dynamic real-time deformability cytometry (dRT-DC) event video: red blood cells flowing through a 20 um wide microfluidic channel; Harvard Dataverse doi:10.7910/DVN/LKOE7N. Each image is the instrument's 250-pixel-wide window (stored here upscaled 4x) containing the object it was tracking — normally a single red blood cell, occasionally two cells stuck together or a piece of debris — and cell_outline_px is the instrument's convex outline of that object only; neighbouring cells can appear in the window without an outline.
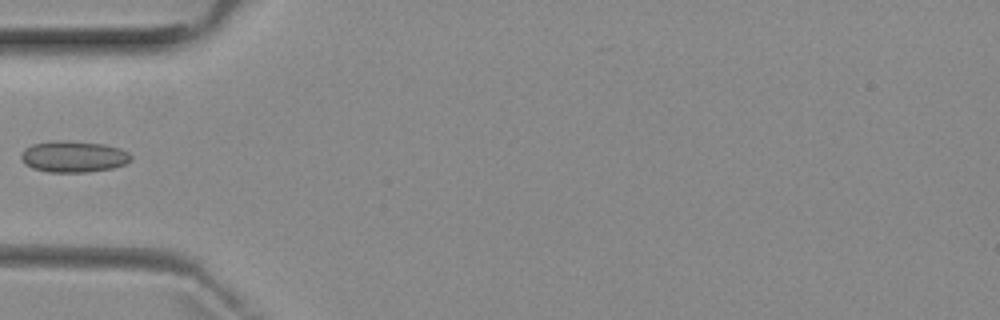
{"species": "common noctule bat (a hibernating species)", "species_latin": "Nyctalus noctula", "temperature_condition": "room temperature", "stored_images_in_passage": 3, "camera_frame_rate_fps": 3000, "um_per_image_px": 0.085, "animal": {"sex": "female", "body_mass_g": 29.2, "forearm_length_mm": 56.3}, "frame": {"image": 1, "passage_image": 3, "time_ms": 3.333, "image_size_px": [1000, 320], "cell_outline_px": [[132, 160], [124, 164], [112, 168], [88, 172], [48, 172], [32, 168], [24, 164], [20, 156], [24, 148], [32, 144], [104, 144], [120, 148], [128, 152], [132, 156]], "centroid_in_image_um": [6.28, 13.38], "position_along_channel_um": 78.7, "area_um2": 19.07}}